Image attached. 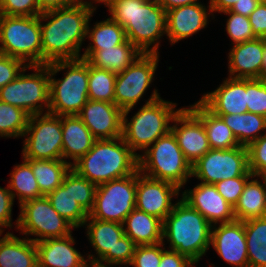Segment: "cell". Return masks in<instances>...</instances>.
<instances>
[{
  "instance_id": "obj_1",
  "label": "cell",
  "mask_w": 266,
  "mask_h": 267,
  "mask_svg": "<svg viewBox=\"0 0 266 267\" xmlns=\"http://www.w3.org/2000/svg\"><path fill=\"white\" fill-rule=\"evenodd\" d=\"M96 10L90 2L82 0L40 14L42 65L81 58L88 22Z\"/></svg>"
},
{
  "instance_id": "obj_2",
  "label": "cell",
  "mask_w": 266,
  "mask_h": 267,
  "mask_svg": "<svg viewBox=\"0 0 266 267\" xmlns=\"http://www.w3.org/2000/svg\"><path fill=\"white\" fill-rule=\"evenodd\" d=\"M105 8L120 24L127 39L143 54H160L166 37V11L143 0H111Z\"/></svg>"
},
{
  "instance_id": "obj_3",
  "label": "cell",
  "mask_w": 266,
  "mask_h": 267,
  "mask_svg": "<svg viewBox=\"0 0 266 267\" xmlns=\"http://www.w3.org/2000/svg\"><path fill=\"white\" fill-rule=\"evenodd\" d=\"M211 229L212 224L180 198L163 221L162 242L198 265L210 252Z\"/></svg>"
},
{
  "instance_id": "obj_4",
  "label": "cell",
  "mask_w": 266,
  "mask_h": 267,
  "mask_svg": "<svg viewBox=\"0 0 266 267\" xmlns=\"http://www.w3.org/2000/svg\"><path fill=\"white\" fill-rule=\"evenodd\" d=\"M72 169L95 185H100L134 174L139 169V161L121 136L95 140L92 148L72 165Z\"/></svg>"
},
{
  "instance_id": "obj_5",
  "label": "cell",
  "mask_w": 266,
  "mask_h": 267,
  "mask_svg": "<svg viewBox=\"0 0 266 267\" xmlns=\"http://www.w3.org/2000/svg\"><path fill=\"white\" fill-rule=\"evenodd\" d=\"M177 106L175 101L160 97L143 103L135 113L132 112L133 107L123 111L122 137L138 157L171 130L173 118L183 107ZM130 113L133 116L131 114L130 117Z\"/></svg>"
},
{
  "instance_id": "obj_6",
  "label": "cell",
  "mask_w": 266,
  "mask_h": 267,
  "mask_svg": "<svg viewBox=\"0 0 266 267\" xmlns=\"http://www.w3.org/2000/svg\"><path fill=\"white\" fill-rule=\"evenodd\" d=\"M59 72L62 77L57 79ZM88 100L87 60L80 58L49 64V113L78 115Z\"/></svg>"
},
{
  "instance_id": "obj_7",
  "label": "cell",
  "mask_w": 266,
  "mask_h": 267,
  "mask_svg": "<svg viewBox=\"0 0 266 267\" xmlns=\"http://www.w3.org/2000/svg\"><path fill=\"white\" fill-rule=\"evenodd\" d=\"M82 228L92 248L85 252L89 262L100 267H128L137 245L125 234L123 224L88 216Z\"/></svg>"
},
{
  "instance_id": "obj_8",
  "label": "cell",
  "mask_w": 266,
  "mask_h": 267,
  "mask_svg": "<svg viewBox=\"0 0 266 267\" xmlns=\"http://www.w3.org/2000/svg\"><path fill=\"white\" fill-rule=\"evenodd\" d=\"M138 161L142 174L173 183L179 189L192 180V166L186 160L171 130L146 149L138 157Z\"/></svg>"
},
{
  "instance_id": "obj_9",
  "label": "cell",
  "mask_w": 266,
  "mask_h": 267,
  "mask_svg": "<svg viewBox=\"0 0 266 267\" xmlns=\"http://www.w3.org/2000/svg\"><path fill=\"white\" fill-rule=\"evenodd\" d=\"M40 15L0 14V53L22 60L26 65H42Z\"/></svg>"
},
{
  "instance_id": "obj_10",
  "label": "cell",
  "mask_w": 266,
  "mask_h": 267,
  "mask_svg": "<svg viewBox=\"0 0 266 267\" xmlns=\"http://www.w3.org/2000/svg\"><path fill=\"white\" fill-rule=\"evenodd\" d=\"M160 54H142L122 73L117 74L114 87V103L122 110L137 108L141 100L145 104L157 100L161 93L155 86L150 96L147 90L152 87V83L158 78L157 70L159 66ZM156 78V79H155ZM146 100V101H145Z\"/></svg>"
},
{
  "instance_id": "obj_11",
  "label": "cell",
  "mask_w": 266,
  "mask_h": 267,
  "mask_svg": "<svg viewBox=\"0 0 266 267\" xmlns=\"http://www.w3.org/2000/svg\"><path fill=\"white\" fill-rule=\"evenodd\" d=\"M0 100L30 116L48 113L49 64L26 65L13 81L0 88Z\"/></svg>"
},
{
  "instance_id": "obj_12",
  "label": "cell",
  "mask_w": 266,
  "mask_h": 267,
  "mask_svg": "<svg viewBox=\"0 0 266 267\" xmlns=\"http://www.w3.org/2000/svg\"><path fill=\"white\" fill-rule=\"evenodd\" d=\"M16 232L33 242L68 236L77 229L57 213L47 196L24 202L18 207Z\"/></svg>"
},
{
  "instance_id": "obj_13",
  "label": "cell",
  "mask_w": 266,
  "mask_h": 267,
  "mask_svg": "<svg viewBox=\"0 0 266 267\" xmlns=\"http://www.w3.org/2000/svg\"><path fill=\"white\" fill-rule=\"evenodd\" d=\"M22 140L21 156L24 159H63L62 116L49 112L31 115Z\"/></svg>"
},
{
  "instance_id": "obj_14",
  "label": "cell",
  "mask_w": 266,
  "mask_h": 267,
  "mask_svg": "<svg viewBox=\"0 0 266 267\" xmlns=\"http://www.w3.org/2000/svg\"><path fill=\"white\" fill-rule=\"evenodd\" d=\"M136 205V172L97 185L95 202L89 216L123 224Z\"/></svg>"
},
{
  "instance_id": "obj_15",
  "label": "cell",
  "mask_w": 266,
  "mask_h": 267,
  "mask_svg": "<svg viewBox=\"0 0 266 267\" xmlns=\"http://www.w3.org/2000/svg\"><path fill=\"white\" fill-rule=\"evenodd\" d=\"M240 176H253L249 171L248 149L237 146L230 149H210L192 165L191 179L206 184Z\"/></svg>"
},
{
  "instance_id": "obj_16",
  "label": "cell",
  "mask_w": 266,
  "mask_h": 267,
  "mask_svg": "<svg viewBox=\"0 0 266 267\" xmlns=\"http://www.w3.org/2000/svg\"><path fill=\"white\" fill-rule=\"evenodd\" d=\"M180 198L181 189L175 184L136 171V209L164 221Z\"/></svg>"
},
{
  "instance_id": "obj_17",
  "label": "cell",
  "mask_w": 266,
  "mask_h": 267,
  "mask_svg": "<svg viewBox=\"0 0 266 267\" xmlns=\"http://www.w3.org/2000/svg\"><path fill=\"white\" fill-rule=\"evenodd\" d=\"M216 21L210 2L196 3L173 8L166 12V41L174 46L207 29L209 22Z\"/></svg>"
},
{
  "instance_id": "obj_18",
  "label": "cell",
  "mask_w": 266,
  "mask_h": 267,
  "mask_svg": "<svg viewBox=\"0 0 266 267\" xmlns=\"http://www.w3.org/2000/svg\"><path fill=\"white\" fill-rule=\"evenodd\" d=\"M210 249L228 266L249 267L244 222L235 220L212 225ZM208 263L209 267H219Z\"/></svg>"
},
{
  "instance_id": "obj_19",
  "label": "cell",
  "mask_w": 266,
  "mask_h": 267,
  "mask_svg": "<svg viewBox=\"0 0 266 267\" xmlns=\"http://www.w3.org/2000/svg\"><path fill=\"white\" fill-rule=\"evenodd\" d=\"M171 131L191 166L211 149L202 120L186 105L173 118Z\"/></svg>"
},
{
  "instance_id": "obj_20",
  "label": "cell",
  "mask_w": 266,
  "mask_h": 267,
  "mask_svg": "<svg viewBox=\"0 0 266 267\" xmlns=\"http://www.w3.org/2000/svg\"><path fill=\"white\" fill-rule=\"evenodd\" d=\"M196 183L193 188L184 186L181 189L182 200L199 211L212 225L236 220L233 206L222 197L214 184Z\"/></svg>"
},
{
  "instance_id": "obj_21",
  "label": "cell",
  "mask_w": 266,
  "mask_h": 267,
  "mask_svg": "<svg viewBox=\"0 0 266 267\" xmlns=\"http://www.w3.org/2000/svg\"><path fill=\"white\" fill-rule=\"evenodd\" d=\"M77 116L96 140L122 136L123 111L115 103L88 100Z\"/></svg>"
},
{
  "instance_id": "obj_22",
  "label": "cell",
  "mask_w": 266,
  "mask_h": 267,
  "mask_svg": "<svg viewBox=\"0 0 266 267\" xmlns=\"http://www.w3.org/2000/svg\"><path fill=\"white\" fill-rule=\"evenodd\" d=\"M199 101L214 114L246 113L247 79L226 76L213 91L204 92Z\"/></svg>"
},
{
  "instance_id": "obj_23",
  "label": "cell",
  "mask_w": 266,
  "mask_h": 267,
  "mask_svg": "<svg viewBox=\"0 0 266 267\" xmlns=\"http://www.w3.org/2000/svg\"><path fill=\"white\" fill-rule=\"evenodd\" d=\"M229 48L227 55V77L236 79L262 78V61L265 38L236 43Z\"/></svg>"
},
{
  "instance_id": "obj_24",
  "label": "cell",
  "mask_w": 266,
  "mask_h": 267,
  "mask_svg": "<svg viewBox=\"0 0 266 267\" xmlns=\"http://www.w3.org/2000/svg\"><path fill=\"white\" fill-rule=\"evenodd\" d=\"M73 234L36 242L38 267H82L88 260Z\"/></svg>"
},
{
  "instance_id": "obj_25",
  "label": "cell",
  "mask_w": 266,
  "mask_h": 267,
  "mask_svg": "<svg viewBox=\"0 0 266 267\" xmlns=\"http://www.w3.org/2000/svg\"><path fill=\"white\" fill-rule=\"evenodd\" d=\"M95 140L90 130L77 115L62 116V153L64 161L72 166L92 148Z\"/></svg>"
},
{
  "instance_id": "obj_26",
  "label": "cell",
  "mask_w": 266,
  "mask_h": 267,
  "mask_svg": "<svg viewBox=\"0 0 266 267\" xmlns=\"http://www.w3.org/2000/svg\"><path fill=\"white\" fill-rule=\"evenodd\" d=\"M0 267H38L36 243L8 230L0 239Z\"/></svg>"
},
{
  "instance_id": "obj_27",
  "label": "cell",
  "mask_w": 266,
  "mask_h": 267,
  "mask_svg": "<svg viewBox=\"0 0 266 267\" xmlns=\"http://www.w3.org/2000/svg\"><path fill=\"white\" fill-rule=\"evenodd\" d=\"M141 53L128 39L114 48L99 51H82L81 58L92 66L108 70L112 73H122Z\"/></svg>"
},
{
  "instance_id": "obj_28",
  "label": "cell",
  "mask_w": 266,
  "mask_h": 267,
  "mask_svg": "<svg viewBox=\"0 0 266 267\" xmlns=\"http://www.w3.org/2000/svg\"><path fill=\"white\" fill-rule=\"evenodd\" d=\"M235 219L247 221L266 217V181L253 175L245 184L238 202L233 207Z\"/></svg>"
},
{
  "instance_id": "obj_29",
  "label": "cell",
  "mask_w": 266,
  "mask_h": 267,
  "mask_svg": "<svg viewBox=\"0 0 266 267\" xmlns=\"http://www.w3.org/2000/svg\"><path fill=\"white\" fill-rule=\"evenodd\" d=\"M123 227L137 246L153 245L163 240V221L136 208L127 215Z\"/></svg>"
},
{
  "instance_id": "obj_30",
  "label": "cell",
  "mask_w": 266,
  "mask_h": 267,
  "mask_svg": "<svg viewBox=\"0 0 266 267\" xmlns=\"http://www.w3.org/2000/svg\"><path fill=\"white\" fill-rule=\"evenodd\" d=\"M187 106L202 120L211 149L241 146L223 119L209 111L199 100Z\"/></svg>"
},
{
  "instance_id": "obj_31",
  "label": "cell",
  "mask_w": 266,
  "mask_h": 267,
  "mask_svg": "<svg viewBox=\"0 0 266 267\" xmlns=\"http://www.w3.org/2000/svg\"><path fill=\"white\" fill-rule=\"evenodd\" d=\"M97 10L91 16L87 26V46L83 51H99L102 49L114 48L127 40L124 28L113 20L109 15L101 21H93V16L97 14Z\"/></svg>"
},
{
  "instance_id": "obj_32",
  "label": "cell",
  "mask_w": 266,
  "mask_h": 267,
  "mask_svg": "<svg viewBox=\"0 0 266 267\" xmlns=\"http://www.w3.org/2000/svg\"><path fill=\"white\" fill-rule=\"evenodd\" d=\"M47 198L53 209L70 222L78 231L82 228L89 214L72 195V168L65 175L62 185L49 193Z\"/></svg>"
},
{
  "instance_id": "obj_33",
  "label": "cell",
  "mask_w": 266,
  "mask_h": 267,
  "mask_svg": "<svg viewBox=\"0 0 266 267\" xmlns=\"http://www.w3.org/2000/svg\"><path fill=\"white\" fill-rule=\"evenodd\" d=\"M231 129L241 146L248 147L266 133V117L252 112L243 114H215Z\"/></svg>"
},
{
  "instance_id": "obj_34",
  "label": "cell",
  "mask_w": 266,
  "mask_h": 267,
  "mask_svg": "<svg viewBox=\"0 0 266 267\" xmlns=\"http://www.w3.org/2000/svg\"><path fill=\"white\" fill-rule=\"evenodd\" d=\"M22 162L15 164L9 173L7 185L18 207L24 202L43 197L31 168V159L22 158Z\"/></svg>"
},
{
  "instance_id": "obj_35",
  "label": "cell",
  "mask_w": 266,
  "mask_h": 267,
  "mask_svg": "<svg viewBox=\"0 0 266 267\" xmlns=\"http://www.w3.org/2000/svg\"><path fill=\"white\" fill-rule=\"evenodd\" d=\"M31 168L43 196L56 190L72 166L60 160H32Z\"/></svg>"
},
{
  "instance_id": "obj_36",
  "label": "cell",
  "mask_w": 266,
  "mask_h": 267,
  "mask_svg": "<svg viewBox=\"0 0 266 267\" xmlns=\"http://www.w3.org/2000/svg\"><path fill=\"white\" fill-rule=\"evenodd\" d=\"M249 267H266V217L244 221Z\"/></svg>"
},
{
  "instance_id": "obj_37",
  "label": "cell",
  "mask_w": 266,
  "mask_h": 267,
  "mask_svg": "<svg viewBox=\"0 0 266 267\" xmlns=\"http://www.w3.org/2000/svg\"><path fill=\"white\" fill-rule=\"evenodd\" d=\"M117 74L92 66L88 62V99L114 103Z\"/></svg>"
},
{
  "instance_id": "obj_38",
  "label": "cell",
  "mask_w": 266,
  "mask_h": 267,
  "mask_svg": "<svg viewBox=\"0 0 266 267\" xmlns=\"http://www.w3.org/2000/svg\"><path fill=\"white\" fill-rule=\"evenodd\" d=\"M29 117L23 109L0 100V138L22 139Z\"/></svg>"
},
{
  "instance_id": "obj_39",
  "label": "cell",
  "mask_w": 266,
  "mask_h": 267,
  "mask_svg": "<svg viewBox=\"0 0 266 267\" xmlns=\"http://www.w3.org/2000/svg\"><path fill=\"white\" fill-rule=\"evenodd\" d=\"M220 15L226 16L224 32H226L229 37L230 45L257 38L252 31L249 17L233 13L229 10L220 13Z\"/></svg>"
},
{
  "instance_id": "obj_40",
  "label": "cell",
  "mask_w": 266,
  "mask_h": 267,
  "mask_svg": "<svg viewBox=\"0 0 266 267\" xmlns=\"http://www.w3.org/2000/svg\"><path fill=\"white\" fill-rule=\"evenodd\" d=\"M96 189L97 185L72 169V195L88 214L94 207Z\"/></svg>"
},
{
  "instance_id": "obj_41",
  "label": "cell",
  "mask_w": 266,
  "mask_h": 267,
  "mask_svg": "<svg viewBox=\"0 0 266 267\" xmlns=\"http://www.w3.org/2000/svg\"><path fill=\"white\" fill-rule=\"evenodd\" d=\"M248 112L266 117V80L247 79Z\"/></svg>"
},
{
  "instance_id": "obj_42",
  "label": "cell",
  "mask_w": 266,
  "mask_h": 267,
  "mask_svg": "<svg viewBox=\"0 0 266 267\" xmlns=\"http://www.w3.org/2000/svg\"><path fill=\"white\" fill-rule=\"evenodd\" d=\"M165 248L163 242L136 246L132 261L128 267H159L162 252Z\"/></svg>"
},
{
  "instance_id": "obj_43",
  "label": "cell",
  "mask_w": 266,
  "mask_h": 267,
  "mask_svg": "<svg viewBox=\"0 0 266 267\" xmlns=\"http://www.w3.org/2000/svg\"><path fill=\"white\" fill-rule=\"evenodd\" d=\"M249 171L259 177L266 176V133L248 147Z\"/></svg>"
},
{
  "instance_id": "obj_44",
  "label": "cell",
  "mask_w": 266,
  "mask_h": 267,
  "mask_svg": "<svg viewBox=\"0 0 266 267\" xmlns=\"http://www.w3.org/2000/svg\"><path fill=\"white\" fill-rule=\"evenodd\" d=\"M42 12L37 0H0V14L6 16H39Z\"/></svg>"
},
{
  "instance_id": "obj_45",
  "label": "cell",
  "mask_w": 266,
  "mask_h": 267,
  "mask_svg": "<svg viewBox=\"0 0 266 267\" xmlns=\"http://www.w3.org/2000/svg\"><path fill=\"white\" fill-rule=\"evenodd\" d=\"M13 196L9 191L8 185L6 187L0 186V229L6 231L15 229L17 230L19 216L13 222V206L14 203Z\"/></svg>"
},
{
  "instance_id": "obj_46",
  "label": "cell",
  "mask_w": 266,
  "mask_h": 267,
  "mask_svg": "<svg viewBox=\"0 0 266 267\" xmlns=\"http://www.w3.org/2000/svg\"><path fill=\"white\" fill-rule=\"evenodd\" d=\"M252 176H240L231 179L222 180L214 184L217 191L222 195V197L233 207L238 202V199L243 192L246 182Z\"/></svg>"
},
{
  "instance_id": "obj_47",
  "label": "cell",
  "mask_w": 266,
  "mask_h": 267,
  "mask_svg": "<svg viewBox=\"0 0 266 267\" xmlns=\"http://www.w3.org/2000/svg\"><path fill=\"white\" fill-rule=\"evenodd\" d=\"M25 66L22 60L0 53V88L13 81Z\"/></svg>"
},
{
  "instance_id": "obj_48",
  "label": "cell",
  "mask_w": 266,
  "mask_h": 267,
  "mask_svg": "<svg viewBox=\"0 0 266 267\" xmlns=\"http://www.w3.org/2000/svg\"><path fill=\"white\" fill-rule=\"evenodd\" d=\"M159 267H198L187 256L175 250L165 248L162 252Z\"/></svg>"
},
{
  "instance_id": "obj_49",
  "label": "cell",
  "mask_w": 266,
  "mask_h": 267,
  "mask_svg": "<svg viewBox=\"0 0 266 267\" xmlns=\"http://www.w3.org/2000/svg\"><path fill=\"white\" fill-rule=\"evenodd\" d=\"M248 17L254 35L266 39V5L259 3Z\"/></svg>"
},
{
  "instance_id": "obj_50",
  "label": "cell",
  "mask_w": 266,
  "mask_h": 267,
  "mask_svg": "<svg viewBox=\"0 0 266 267\" xmlns=\"http://www.w3.org/2000/svg\"><path fill=\"white\" fill-rule=\"evenodd\" d=\"M259 3L260 0H242L236 2L229 11L248 17L256 9Z\"/></svg>"
},
{
  "instance_id": "obj_51",
  "label": "cell",
  "mask_w": 266,
  "mask_h": 267,
  "mask_svg": "<svg viewBox=\"0 0 266 267\" xmlns=\"http://www.w3.org/2000/svg\"><path fill=\"white\" fill-rule=\"evenodd\" d=\"M82 0H37L42 11L74 5Z\"/></svg>"
},
{
  "instance_id": "obj_52",
  "label": "cell",
  "mask_w": 266,
  "mask_h": 267,
  "mask_svg": "<svg viewBox=\"0 0 266 267\" xmlns=\"http://www.w3.org/2000/svg\"><path fill=\"white\" fill-rule=\"evenodd\" d=\"M239 1H242V0H209L211 11H212L214 18H216V15H214V13L220 14L222 12L228 11L233 7V5L236 2H239Z\"/></svg>"
},
{
  "instance_id": "obj_53",
  "label": "cell",
  "mask_w": 266,
  "mask_h": 267,
  "mask_svg": "<svg viewBox=\"0 0 266 267\" xmlns=\"http://www.w3.org/2000/svg\"><path fill=\"white\" fill-rule=\"evenodd\" d=\"M201 3V0H163L161 6L167 12L173 8Z\"/></svg>"
},
{
  "instance_id": "obj_54",
  "label": "cell",
  "mask_w": 266,
  "mask_h": 267,
  "mask_svg": "<svg viewBox=\"0 0 266 267\" xmlns=\"http://www.w3.org/2000/svg\"><path fill=\"white\" fill-rule=\"evenodd\" d=\"M90 2L97 10L99 9L98 7H104L111 1V0H87Z\"/></svg>"
},
{
  "instance_id": "obj_55",
  "label": "cell",
  "mask_w": 266,
  "mask_h": 267,
  "mask_svg": "<svg viewBox=\"0 0 266 267\" xmlns=\"http://www.w3.org/2000/svg\"><path fill=\"white\" fill-rule=\"evenodd\" d=\"M262 78L266 80V39H265V48L262 61Z\"/></svg>"
},
{
  "instance_id": "obj_56",
  "label": "cell",
  "mask_w": 266,
  "mask_h": 267,
  "mask_svg": "<svg viewBox=\"0 0 266 267\" xmlns=\"http://www.w3.org/2000/svg\"><path fill=\"white\" fill-rule=\"evenodd\" d=\"M143 1L148 2V3H154V4L161 5L163 0H143Z\"/></svg>"
},
{
  "instance_id": "obj_57",
  "label": "cell",
  "mask_w": 266,
  "mask_h": 267,
  "mask_svg": "<svg viewBox=\"0 0 266 267\" xmlns=\"http://www.w3.org/2000/svg\"><path fill=\"white\" fill-rule=\"evenodd\" d=\"M82 267H94V264L87 261Z\"/></svg>"
},
{
  "instance_id": "obj_58",
  "label": "cell",
  "mask_w": 266,
  "mask_h": 267,
  "mask_svg": "<svg viewBox=\"0 0 266 267\" xmlns=\"http://www.w3.org/2000/svg\"><path fill=\"white\" fill-rule=\"evenodd\" d=\"M5 233H6V232H5L4 230L0 229V239H1V237H2Z\"/></svg>"
},
{
  "instance_id": "obj_59",
  "label": "cell",
  "mask_w": 266,
  "mask_h": 267,
  "mask_svg": "<svg viewBox=\"0 0 266 267\" xmlns=\"http://www.w3.org/2000/svg\"><path fill=\"white\" fill-rule=\"evenodd\" d=\"M260 3L266 5V0H260Z\"/></svg>"
}]
</instances>
